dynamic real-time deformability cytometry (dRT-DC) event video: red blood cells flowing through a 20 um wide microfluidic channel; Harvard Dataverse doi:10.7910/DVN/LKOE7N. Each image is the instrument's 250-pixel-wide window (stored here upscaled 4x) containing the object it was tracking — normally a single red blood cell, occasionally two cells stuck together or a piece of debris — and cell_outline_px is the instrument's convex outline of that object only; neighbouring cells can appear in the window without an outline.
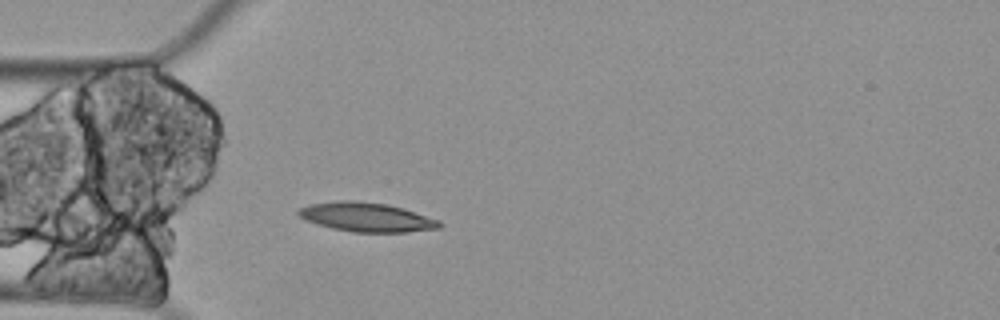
{"species": "Egyptian fruit bat (a non-hibernating species)", "species_latin": "Rousettus aegyptiacus", "temperature_condition": "cold", "stored_images_in_passage": 1, "camera_frame_rate_fps": 3000, "um_per_image_px": 0.085, "animal": {"sex": "female"}, "frame": {"image": 1, "passage_image": 1, "time_ms": 0.0, "image_size_px": [1000, 320], "cell_outline_px": [[444, 224], [440, 228], [408, 232], [352, 232], [332, 228], [304, 220], [296, 212], [300, 208], [308, 204], [340, 200], [352, 200], [388, 204], [440, 220]], "centroid_in_image_um": [31.15, 18.46], "position_along_channel_um": 53.8, "area_um2": 23.99}}